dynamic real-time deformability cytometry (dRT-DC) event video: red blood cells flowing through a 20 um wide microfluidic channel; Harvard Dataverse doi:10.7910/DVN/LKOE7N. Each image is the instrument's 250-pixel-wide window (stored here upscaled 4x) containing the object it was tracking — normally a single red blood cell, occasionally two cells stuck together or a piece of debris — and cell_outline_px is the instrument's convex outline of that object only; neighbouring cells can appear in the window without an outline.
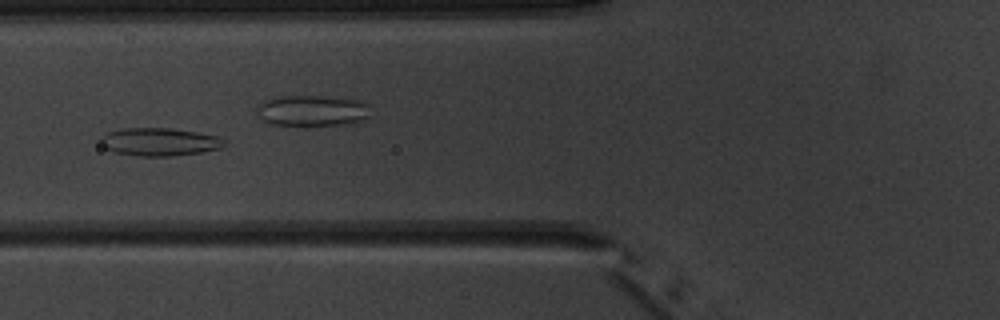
{"species": "common noctule bat (a hibernating species)", "species_latin": "Nyctalus noctula", "temperature_condition": "warm", "stored_images_in_passage": 8, "camera_frame_rate_fps": 3000, "um_per_image_px": 0.085, "animal": {"sex": "male", "body_mass_g": 20.1, "forearm_length_mm": 53.5}, "frame": {"image": 1, "passage_image": 6, "time_ms": 6.0, "image_size_px": [1000, 320], "cell_outline_px": [[228, 144], [220, 148], [200, 152], [172, 156], [140, 156], [112, 152], [104, 148], [100, 140], [100, 136], [108, 132], [124, 128], [172, 128], [220, 136], [228, 140]], "centroid_in_image_um": [13.58, 12.05], "position_along_channel_um": 112.2, "area_um2": 20.4}}